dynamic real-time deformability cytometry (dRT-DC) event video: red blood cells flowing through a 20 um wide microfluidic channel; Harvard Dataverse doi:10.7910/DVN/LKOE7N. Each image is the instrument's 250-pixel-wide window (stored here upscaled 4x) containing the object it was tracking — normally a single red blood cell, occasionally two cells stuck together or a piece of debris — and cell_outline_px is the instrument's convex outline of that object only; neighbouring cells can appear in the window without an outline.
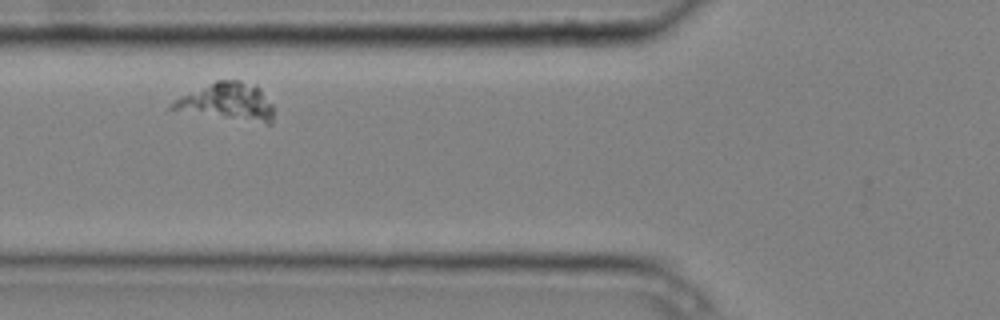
{"species": "common noctule bat (a hibernating species)", "species_latin": "Nyctalus noctula", "temperature_condition": "cold", "stored_images_in_passage": 8, "camera_frame_rate_fps": 3000, "um_per_image_px": 0.085, "animal": {"sex": "male", "body_mass_g": 20.4}, "frame": {"image": 1, "passage_image": 2, "time_ms": 0.333, "image_size_px": [1000, 320], "cell_outline_px": [[272, 124], [268, 124], [168, 108], [180, 96], [216, 80], [240, 80], [256, 84], [260, 88], [272, 104]], "centroid_in_image_um": [19.4, 8.61], "position_along_channel_um": 106.4, "area_um2": 21.5}}
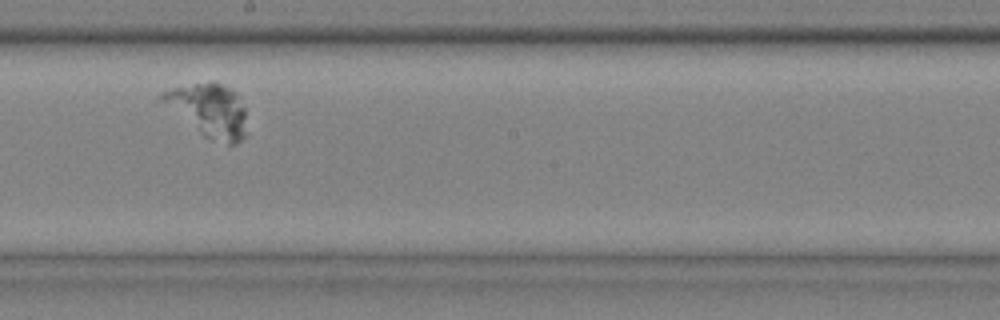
{"frame": {"image": 2, "passage_image": 5, "time_ms": 1.333, "image_size_px": [1000, 320], "cell_outline_px": [[244, 136], [240, 140], [232, 144], [228, 144], [208, 140], [160, 100], [156, 96], [168, 88], [212, 80], [216, 80], [232, 88], [236, 92], [244, 108]], "centroid_in_image_um": [17.72, 9.32], "position_along_channel_um": 230.5, "area_um2": 26.24}}
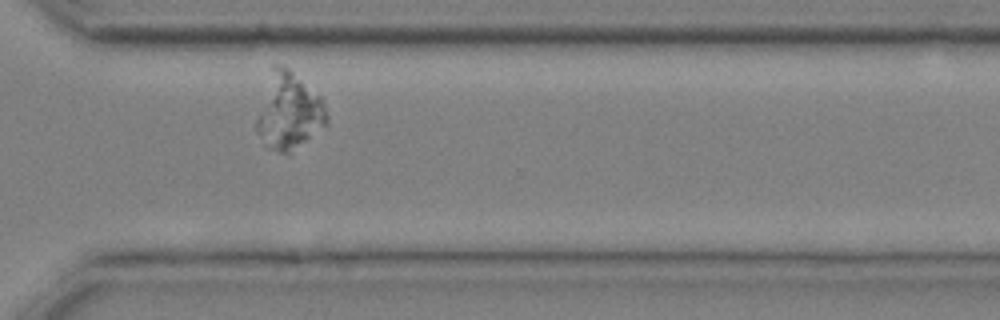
{"frame": {"image": 3, "passage_image": 8, "time_ms": 2.333, "image_size_px": [1000, 320], "cell_outline_px": [[328, 124], [288, 152], [280, 152], [264, 148], [256, 132], [256, 120], [272, 64], [280, 64], [288, 68], [320, 96], [324, 104], [328, 116]], "centroid_in_image_um": [24.52, 9.47], "position_along_channel_um": 346.1, "area_um2": 30.92}}